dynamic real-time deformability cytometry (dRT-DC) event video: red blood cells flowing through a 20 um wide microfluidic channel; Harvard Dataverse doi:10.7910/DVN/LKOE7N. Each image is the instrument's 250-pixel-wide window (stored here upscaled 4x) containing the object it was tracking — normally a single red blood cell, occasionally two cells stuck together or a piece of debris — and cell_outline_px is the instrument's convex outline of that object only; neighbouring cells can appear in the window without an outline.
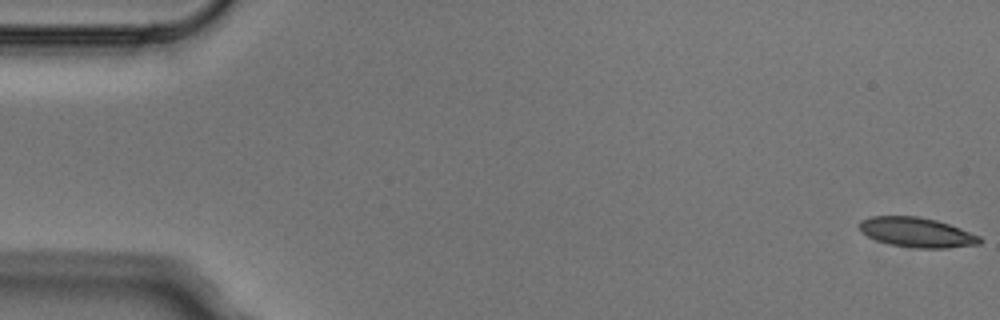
{"species": "Egyptian fruit bat (a non-hibernating species)", "species_latin": "Rousettus aegyptiacus", "temperature_condition": "cold", "stored_images_in_passage": 5, "camera_frame_rate_fps": 3000, "um_per_image_px": 0.085, "animal": {"sex": "male"}, "frame": {"image": 1, "passage_image": 1, "time_ms": 0.0, "image_size_px": [1000, 320], "cell_outline_px": [[984, 240], [980, 244], [948, 248], [916, 248], [888, 244], [876, 240], [860, 232], [856, 224], [860, 220], [868, 216], [920, 216], [936, 220], [960, 228], [980, 236]], "centroid_in_image_um": [77.88, 19.74], "position_along_channel_um": 7.1, "area_um2": 21.21}}
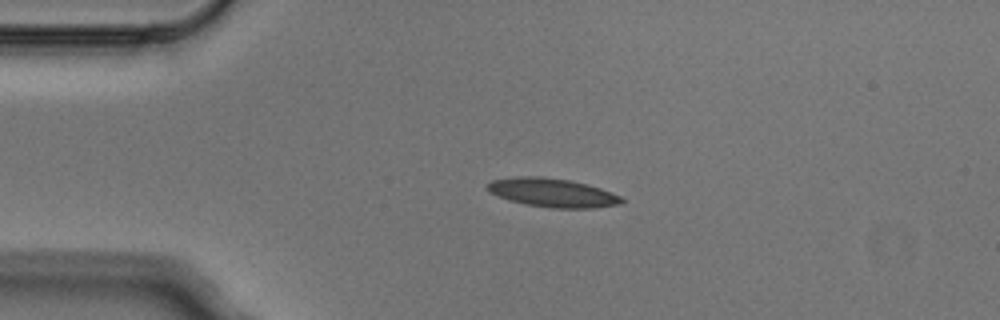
{"frame": {"image": 2, "passage_image": 4, "time_ms": 1.0, "image_size_px": [1000, 320], "cell_outline_px": [[624, 200], [620, 204], [592, 208], [552, 208], [528, 204], [508, 200], [488, 192], [484, 188], [492, 180], [520, 176], [540, 176], [568, 180], [588, 184], [600, 188], [620, 196]], "centroid_in_image_um": [46.93, 16.37], "position_along_channel_um": 38.1, "area_um2": 22.37}}